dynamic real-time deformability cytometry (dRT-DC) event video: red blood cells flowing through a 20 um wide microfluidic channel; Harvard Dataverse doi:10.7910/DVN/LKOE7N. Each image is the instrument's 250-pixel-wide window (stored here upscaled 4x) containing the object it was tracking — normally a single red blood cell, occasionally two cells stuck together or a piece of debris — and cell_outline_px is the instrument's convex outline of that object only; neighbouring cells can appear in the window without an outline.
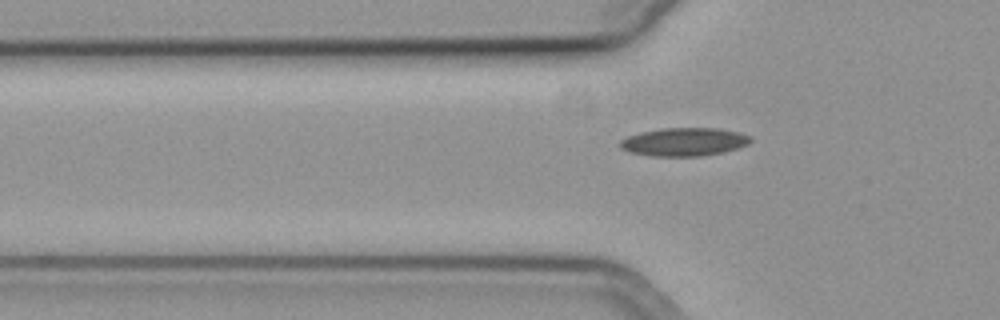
{"species": "common noctule bat (a hibernating species)", "species_latin": "Nyctalus noctula", "temperature_condition": "cold", "stored_images_in_passage": 38, "camera_frame_rate_fps": 3000, "um_per_image_px": 0.085, "animal": {"sex": "female", "body_mass_g": 19.3, "forearm_length_mm": 54.1}, "frame": {"image": 1, "passage_image": 6, "time_ms": 1.667, "image_size_px": [1000, 320], "cell_outline_px": [[752, 140], [748, 144], [724, 152], [700, 156], [652, 156], [628, 152], [620, 148], [616, 144], [620, 140], [628, 136], [640, 132], [660, 128], [720, 128], [752, 136]], "centroid_in_image_um": [58.1, 12.06], "position_along_channel_um": 67.7, "area_um2": 21.68}}
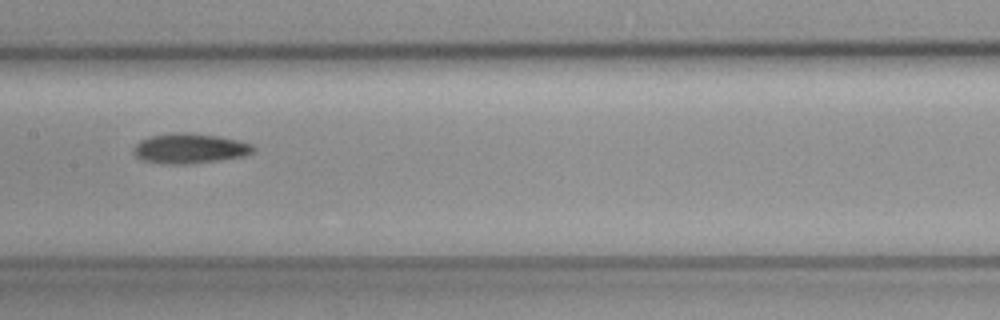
{"frame": {"image": 2, "passage_image": 16, "time_ms": 5.0, "image_size_px": [1000, 320], "cell_outline_px": [[256, 148], [252, 152], [244, 156], [188, 164], [160, 164], [140, 160], [132, 152], [132, 148], [140, 140], [148, 136], [172, 132], [188, 132], [216, 136], [236, 140], [252, 144]], "centroid_in_image_um": [16.04, 12.61], "position_along_channel_um": 191.4, "area_um2": 21.1}}
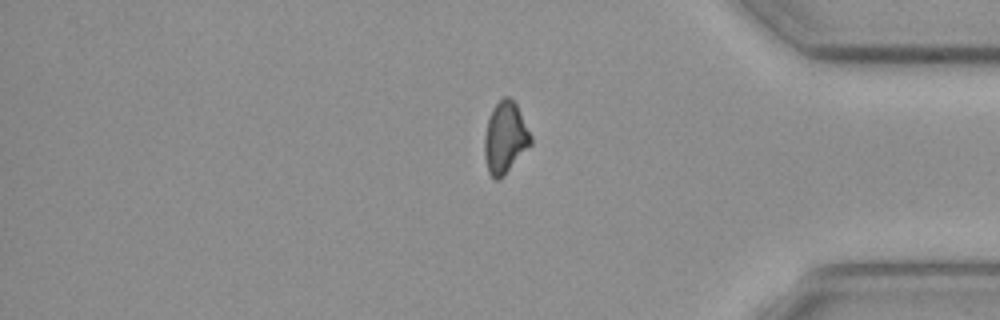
{"frame": {"image": 3, "passage_image": 34, "time_ms": 11.0, "image_size_px": [1000, 320], "cell_outline_px": [[532, 144], [504, 176], [496, 180], [488, 172], [484, 156], [484, 136], [488, 120], [492, 108], [504, 96], [508, 96], [516, 104], [532, 136]], "centroid_in_image_um": [42.94, 11.72], "position_along_channel_um": 392.3, "area_um2": 19.31}}